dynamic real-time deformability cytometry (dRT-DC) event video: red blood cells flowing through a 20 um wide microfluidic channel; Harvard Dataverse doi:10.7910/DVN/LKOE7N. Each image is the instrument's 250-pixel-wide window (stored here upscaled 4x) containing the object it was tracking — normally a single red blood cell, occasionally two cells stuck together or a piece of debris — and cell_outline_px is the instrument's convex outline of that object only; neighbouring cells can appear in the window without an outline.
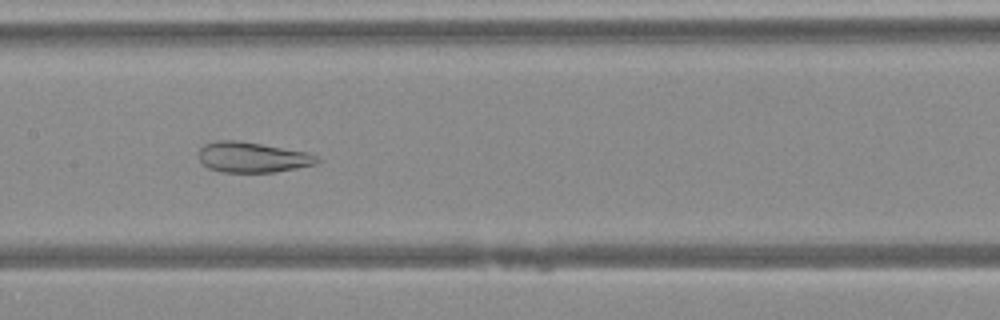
{"species": "Egyptian fruit bat (a non-hibernating species)", "species_latin": "Rousettus aegyptiacus", "temperature_condition": "warm", "stored_images_in_passage": 49, "camera_frame_rate_fps": 3000, "um_per_image_px": 0.085, "animal": {"sex": "female"}, "frame": {"image": 1, "passage_image": 25, "time_ms": 8.0, "image_size_px": [1000, 320], "cell_outline_px": [[320, 160], [316, 164], [296, 168], [272, 172], [224, 172], [208, 168], [200, 160], [200, 148], [204, 144], [216, 140], [240, 140], [308, 152], [320, 156]], "centroid_in_image_um": [21.49, 13.35], "position_along_channel_um": 185.9, "area_um2": 21.04}}
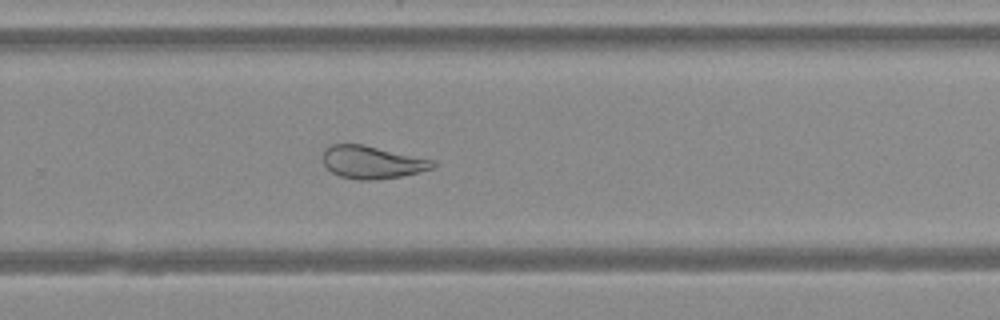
{"frame": {"image": 2, "passage_image": 33, "time_ms": 10.667, "image_size_px": [1000, 320], "cell_outline_px": [[436, 164], [432, 168], [420, 172], [400, 176], [372, 180], [360, 180], [340, 176], [332, 172], [324, 164], [324, 148], [332, 144], [364, 144], [436, 160]], "centroid_in_image_um": [31.66, 13.77], "position_along_channel_um": 298.1, "area_um2": 20.98}}
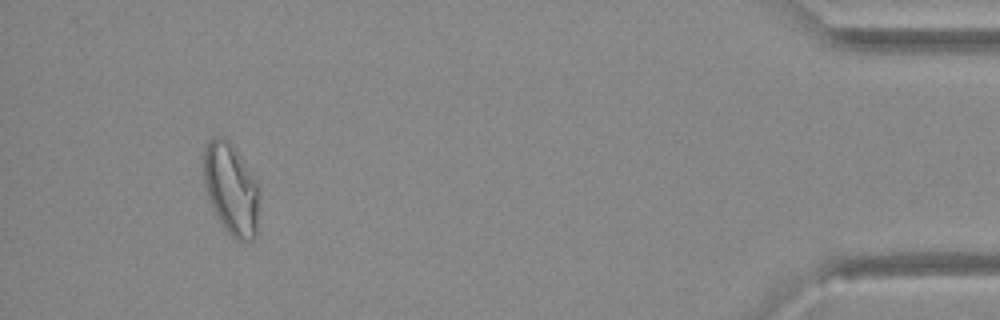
{"frame": {"image": 3, "passage_image": 46, "time_ms": 15.0, "image_size_px": [1000, 320], "cell_outline_px": [[260, 196], [256, 236], [252, 240], [240, 244], [228, 232], [220, 220], [208, 196], [204, 184], [204, 152], [208, 144], [212, 140], [220, 136], [228, 140], [232, 144], [260, 184]], "centroid_in_image_um": [19.71, 16.11], "position_along_channel_um": 415.5, "area_um2": 29.71}}